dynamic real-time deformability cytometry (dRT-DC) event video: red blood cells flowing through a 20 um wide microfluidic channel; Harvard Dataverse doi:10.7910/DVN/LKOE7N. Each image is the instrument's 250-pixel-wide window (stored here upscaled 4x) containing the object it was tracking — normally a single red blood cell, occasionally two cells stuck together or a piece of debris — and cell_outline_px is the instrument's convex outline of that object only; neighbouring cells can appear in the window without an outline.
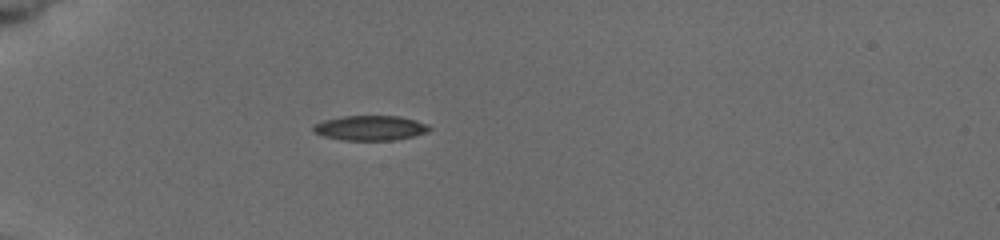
{"species": "common noctule bat (a hibernating species)", "species_latin": "Nyctalus noctula", "temperature_condition": "cold", "stored_images_in_passage": 16, "camera_frame_rate_fps": 3000, "um_per_image_px": 0.085, "animal": {"sex": "female", "body_mass_g": 19.5, "forearm_length_mm": 54.1}, "frame": {"image": 1, "passage_image": 1, "time_ms": 0.0, "image_size_px": [1000, 240], "cell_outline_px": [[432, 128], [428, 132], [412, 136], [392, 140], [344, 140], [324, 136], [312, 132], [312, 128], [316, 124], [324, 120], [344, 116], [400, 116], [416, 120], [428, 124]], "centroid_in_image_um": [31.49, 10.87], "position_along_channel_um": 53.5, "area_um2": 16.76}}
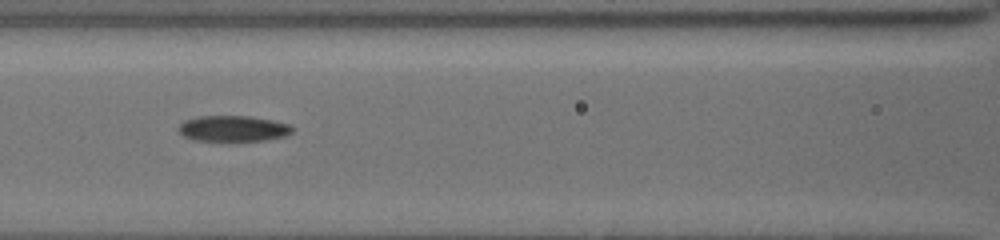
{"frame": {"image": 2, "passage_image": 10, "time_ms": 3.0, "image_size_px": [1000, 240], "cell_outline_px": [[292, 132], [284, 136], [264, 140], [192, 140], [184, 136], [176, 128], [184, 120], [196, 116], [252, 116], [292, 124]], "centroid_in_image_um": [19.8, 10.91], "position_along_channel_um": 146.8, "area_um2": 17.11}}
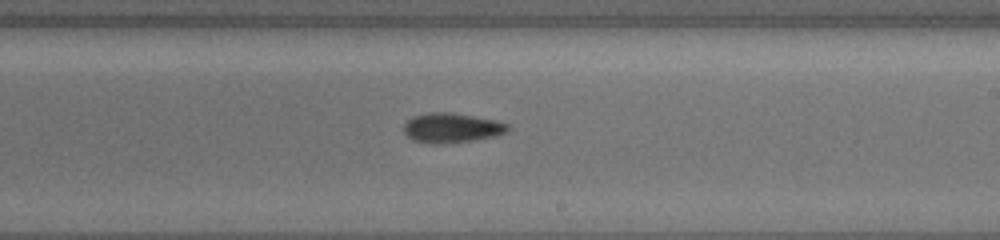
{"frame": {"image": 3, "passage_image": 16, "time_ms": 5.667, "image_size_px": [1000, 240], "cell_outline_px": [[512, 128], [508, 132], [496, 136], [472, 140], [444, 144], [428, 144], [412, 140], [404, 132], [404, 124], [412, 116], [428, 112], [452, 112], [496, 120], [508, 124]], "centroid_in_image_um": [38.4, 10.87], "position_along_channel_um": 250.6, "area_um2": 18.32}}